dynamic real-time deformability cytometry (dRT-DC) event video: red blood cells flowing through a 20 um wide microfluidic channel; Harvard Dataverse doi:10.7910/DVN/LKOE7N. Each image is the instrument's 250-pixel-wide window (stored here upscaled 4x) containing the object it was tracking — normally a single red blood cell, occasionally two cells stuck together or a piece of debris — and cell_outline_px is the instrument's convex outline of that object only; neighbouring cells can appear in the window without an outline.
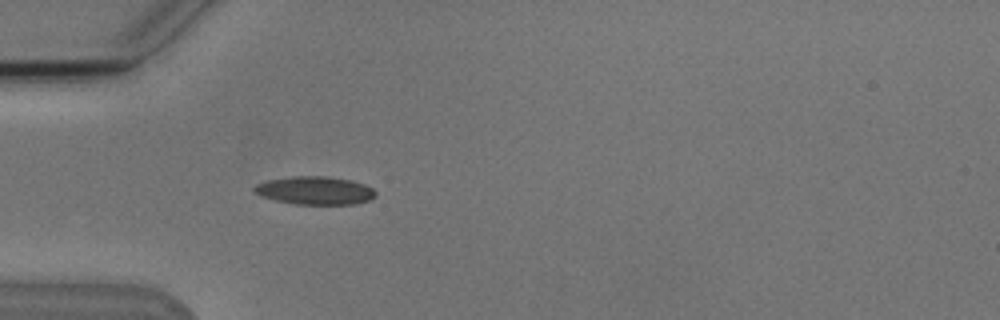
{"species": "Egyptian fruit bat (a non-hibernating species)", "species_latin": "Rousettus aegyptiacus", "temperature_condition": "cold", "stored_images_in_passage": 4, "camera_frame_rate_fps": 3000, "um_per_image_px": 0.085, "animal": {"sex": "male"}, "frame": {"image": 1, "passage_image": 4, "time_ms": 3.667, "image_size_px": [1000, 320], "cell_outline_px": [[376, 196], [372, 200], [356, 204], [292, 204], [260, 196], [252, 188], [256, 184], [268, 180], [292, 176], [324, 176], [348, 180], [364, 184], [372, 188], [376, 192]], "centroid_in_image_um": [26.78, 16.2], "position_along_channel_um": 58.2, "area_um2": 19.88}}